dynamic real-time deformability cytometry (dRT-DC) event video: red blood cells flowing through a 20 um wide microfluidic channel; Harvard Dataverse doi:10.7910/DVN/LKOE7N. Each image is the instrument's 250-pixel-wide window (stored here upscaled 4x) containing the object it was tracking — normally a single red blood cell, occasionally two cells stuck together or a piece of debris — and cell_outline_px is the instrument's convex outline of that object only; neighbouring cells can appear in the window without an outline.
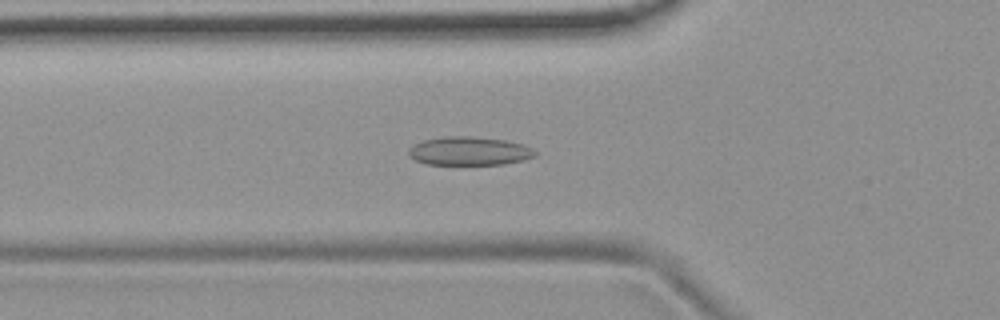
{"species": "common noctule bat (a hibernating species)", "species_latin": "Nyctalus noctula", "temperature_condition": "room temperature", "stored_images_in_passage": 53, "camera_frame_rate_fps": 3000, "um_per_image_px": 0.085, "animal": {"sex": "female", "body_mass_g": 19.9}, "frame": {"image": 1, "passage_image": 18, "time_ms": 5.667, "image_size_px": [1000, 320], "cell_outline_px": [[536, 156], [524, 160], [504, 164], [424, 164], [408, 156], [408, 148], [424, 140], [444, 136], [472, 136], [508, 140], [524, 144], [532, 148], [536, 152]], "centroid_in_image_um": [39.91, 12.83], "position_along_channel_um": 85.9, "area_um2": 21.21}}
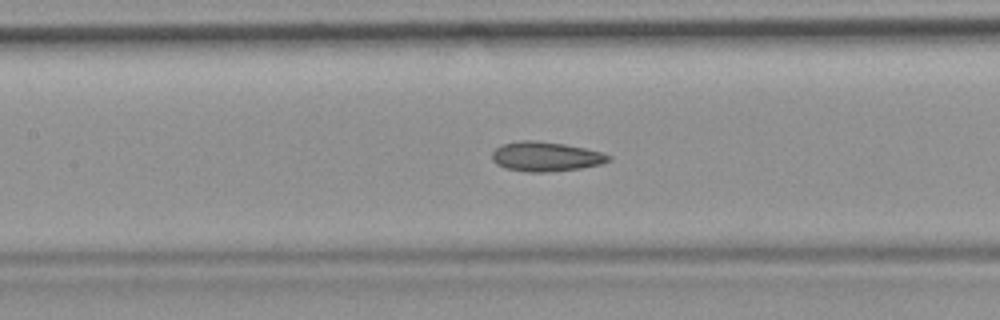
{"frame": {"image": 2, "passage_image": 24, "time_ms": 7.667, "image_size_px": [1000, 320], "cell_outline_px": [[612, 160], [600, 164], [580, 168], [548, 172], [528, 172], [504, 168], [496, 164], [492, 160], [492, 152], [496, 148], [504, 144], [520, 140], [536, 140], [564, 144], [584, 148], [600, 152], [612, 156]], "centroid_in_image_um": [46.37, 13.31], "position_along_channel_um": 161.0, "area_um2": 20.06}}
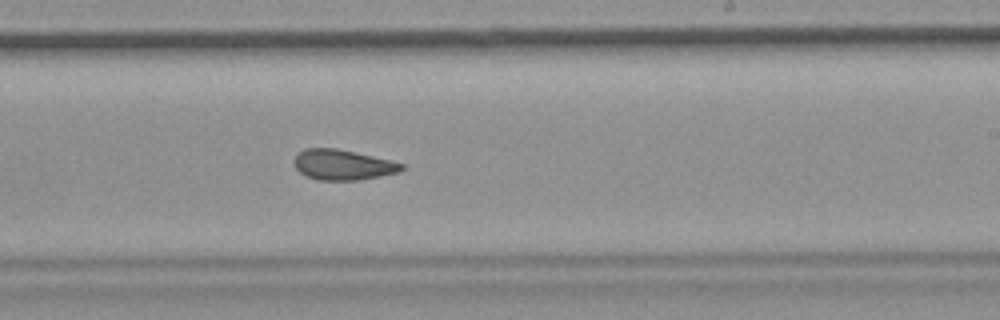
{"frame": {"image": 3, "passage_image": 32, "time_ms": 10.333, "image_size_px": [1000, 320], "cell_outline_px": [[404, 168], [400, 172], [380, 176], [356, 180], [316, 180], [300, 172], [292, 164], [292, 160], [304, 148], [336, 148], [392, 160], [404, 164]], "centroid_in_image_um": [29.13, 14.0], "position_along_channel_um": 259.9, "area_um2": 19.07}, "authors_computed_cell_mechanics": {"area_um2": 19.941, "velocity_mm_per_s": 3.7327, "shape_relaxation_time_tau1_ms": null, "shape_relaxation_time_tau2_ms": 2.0842, "deformation_change_tau1": null, "deformation_change_tau2": 0.0696}}